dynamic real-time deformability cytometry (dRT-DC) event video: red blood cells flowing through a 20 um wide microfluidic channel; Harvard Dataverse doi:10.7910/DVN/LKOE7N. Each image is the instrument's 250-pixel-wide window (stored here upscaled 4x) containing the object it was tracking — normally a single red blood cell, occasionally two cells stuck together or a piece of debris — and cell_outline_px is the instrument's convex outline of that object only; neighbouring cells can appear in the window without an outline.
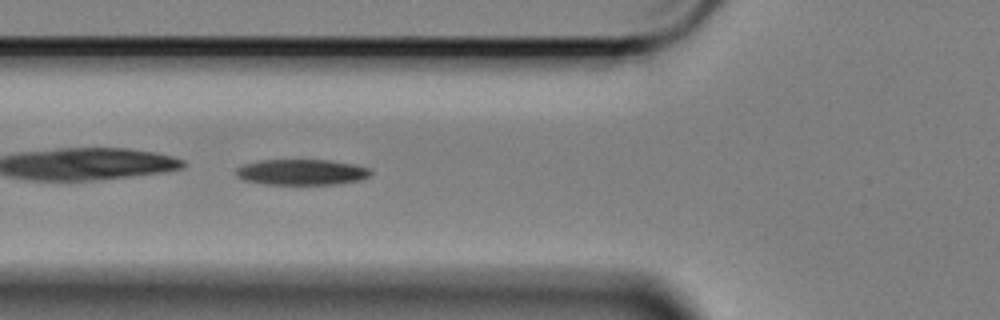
{"species": "Egyptian fruit bat (a non-hibernating species)", "species_latin": "Rousettus aegyptiacus", "temperature_condition": "cold", "stored_images_in_passage": 38, "camera_frame_rate_fps": 3000, "um_per_image_px": 0.085, "animal": {"sex": "female"}, "frame": {"image": 1, "passage_image": 6, "time_ms": 1.667, "image_size_px": [1000, 320], "cell_outline_px": [[372, 172], [368, 176], [360, 180], [336, 184], [264, 184], [244, 180], [236, 176], [236, 168], [244, 164], [260, 160], [328, 160], [352, 164], [368, 168]], "centroid_in_image_um": [25.6, 14.63], "position_along_channel_um": 100.2, "area_um2": 20.06}}
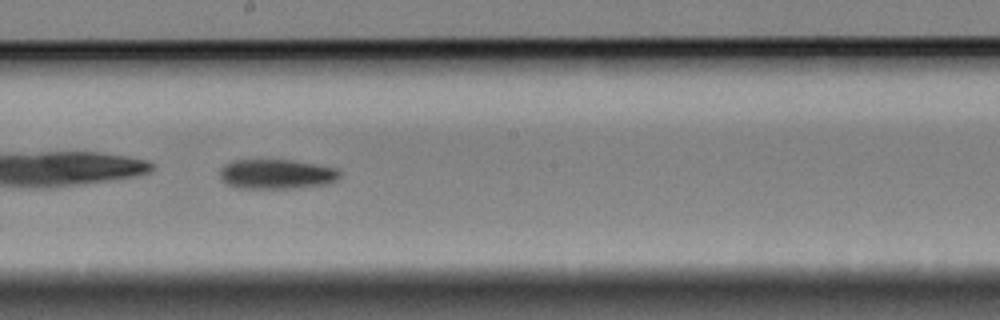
{"frame": {"image": 2, "passage_image": 17, "time_ms": 5.333, "image_size_px": [1000, 320], "cell_outline_px": [[340, 176], [332, 184], [296, 188], [240, 188], [228, 184], [220, 176], [220, 168], [224, 164], [232, 160], [296, 160], [336, 168], [340, 172]], "centroid_in_image_um": [23.55, 14.8], "position_along_channel_um": 224.7, "area_um2": 20.92}}
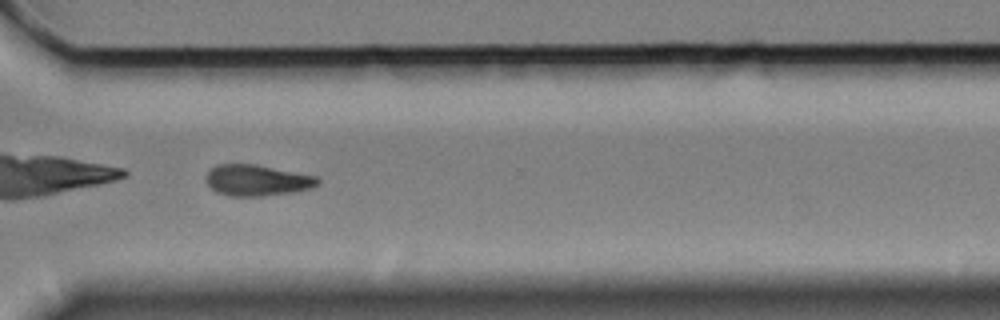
{"frame": {"image": 3, "passage_image": 28, "time_ms": 9.0, "image_size_px": [1000, 320], "cell_outline_px": [[320, 184], [312, 188], [292, 192], [260, 196], [232, 196], [216, 192], [208, 184], [208, 172], [216, 164], [256, 164], [320, 176]], "centroid_in_image_um": [21.93, 15.31], "position_along_channel_um": 348.7, "area_um2": 20.29}, "authors_computed_cell_mechanics": {"area_um2": 20.9236, "velocity_mm_per_s": 3.3838, "shape_relaxation_time_tau1_ms": 4.0329, "shape_relaxation_time_tau2_ms": null, "deformation_change_tau1": 0.1267, "deformation_change_tau2": null}}